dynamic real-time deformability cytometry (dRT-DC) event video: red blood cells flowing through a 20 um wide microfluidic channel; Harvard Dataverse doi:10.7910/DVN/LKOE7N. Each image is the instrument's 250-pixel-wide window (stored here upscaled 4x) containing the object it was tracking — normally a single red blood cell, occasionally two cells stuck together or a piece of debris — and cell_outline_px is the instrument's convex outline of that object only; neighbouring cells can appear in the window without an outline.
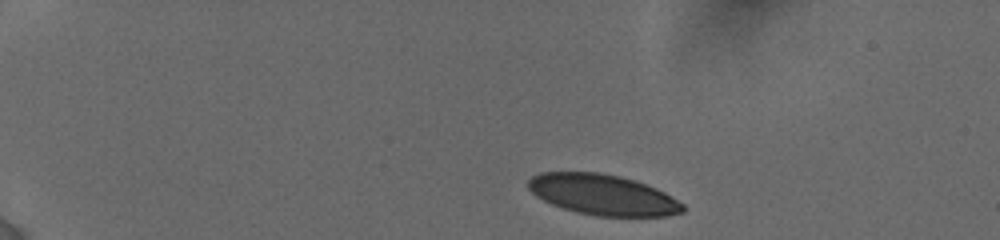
{"species": "human", "species_latin": "Homo sapiens", "temperature_condition": "cold", "stored_images_in_passage": 32, "camera_frame_rate_fps": 3000, "um_per_image_px": 0.085, "donor": {"sex": "female"}, "frame": {"image": 1, "passage_image": 1, "time_ms": 0.0, "image_size_px": [1000, 240], "cell_outline_px": [[684, 212], [664, 216], [596, 216], [576, 212], [552, 204], [536, 196], [528, 188], [528, 180], [532, 176], [540, 172], [600, 172], [620, 176], [636, 180], [656, 188], [664, 192], [684, 204]], "centroid_in_image_um": [51.24, 16.54], "position_along_channel_um": 33.8, "area_um2": 36.59}}
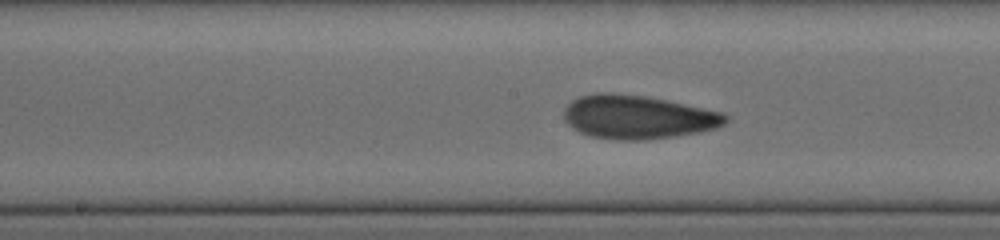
{"frame": {"image": 2, "passage_image": 13, "time_ms": 6.667, "image_size_px": [1000, 240], "cell_outline_px": [[728, 120], [724, 124], [716, 128], [700, 132], [676, 136], [648, 140], [616, 140], [588, 136], [572, 128], [564, 120], [564, 108], [572, 100], [580, 96], [600, 92], [604, 92], [644, 96], [664, 100], [720, 112], [728, 116]], "centroid_in_image_um": [54.17, 9.97], "position_along_channel_um": 194.0, "area_um2": 40.98}}
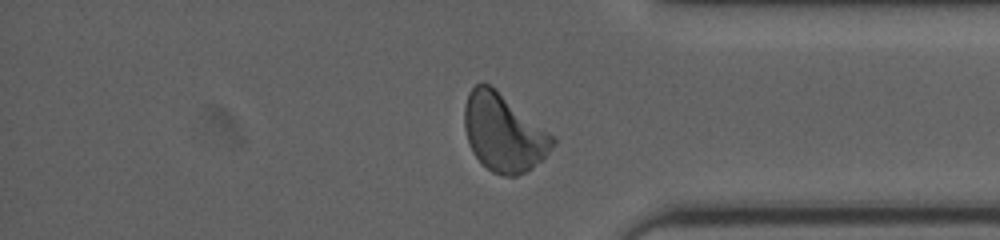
{"frame": {"image": 3, "passage_image": 25, "time_ms": 12.0, "image_size_px": [1000, 240], "cell_outline_px": [[556, 144], [544, 160], [532, 168], [516, 176], [500, 176], [492, 172], [472, 152], [468, 144], [464, 128], [464, 108], [468, 92], [476, 84], [484, 80], [496, 88], [556, 136]], "centroid_in_image_um": [42.83, 11.26], "position_along_channel_um": 392.4, "area_um2": 40.75}, "authors_computed_cell_mechanics": {"area_um2": 39.1884, "velocity_mm_per_s": 3.8376, "shape_relaxation_time_tau1_ms": 6.2224, "shape_relaxation_time_tau2_ms": 1.4649, "deformation_change_tau1": 0.1621, "deformation_change_tau2": 0.0599}}